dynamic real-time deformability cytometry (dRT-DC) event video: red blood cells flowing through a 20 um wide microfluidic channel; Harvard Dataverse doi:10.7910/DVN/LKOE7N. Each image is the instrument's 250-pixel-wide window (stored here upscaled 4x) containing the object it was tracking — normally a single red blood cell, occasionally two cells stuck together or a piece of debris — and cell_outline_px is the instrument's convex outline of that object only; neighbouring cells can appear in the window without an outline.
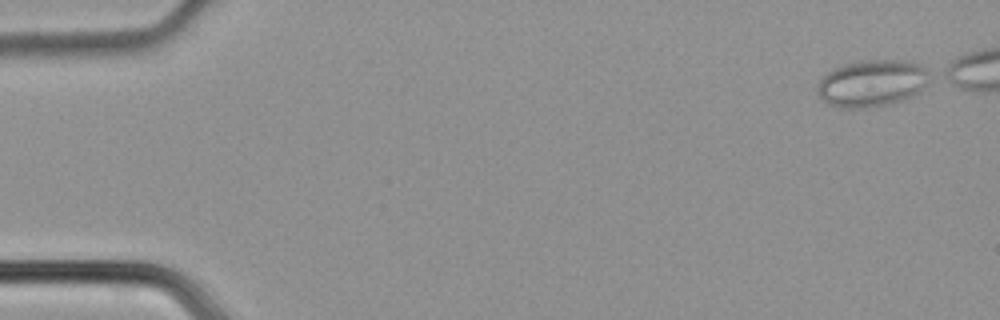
{"species": "common noctule bat (a hibernating species)", "species_latin": "Nyctalus noctula", "temperature_condition": "cold", "stored_images_in_passage": 40, "camera_frame_rate_fps": 3000, "um_per_image_px": 0.085, "animal": {"sex": "male", "body_mass_g": 21.5, "forearm_length_mm": 52.0}, "frame": {"image": 1, "passage_image": 1, "time_ms": 0.0, "image_size_px": [1000, 320], "cell_outline_px": [[932, 76], [912, 96], [904, 100], [888, 104], [864, 108], [840, 108], [828, 104], [816, 92], [816, 88], [820, 80], [832, 68], [840, 64], [860, 60], [912, 60], [920, 64], [932, 72]], "centroid_in_image_um": [74.11, 7.05], "position_along_channel_um": 10.9, "area_um2": 31.04}}
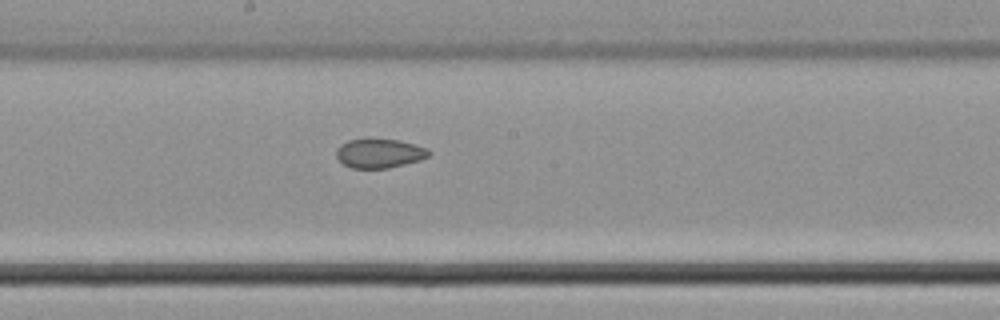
{"frame": {"image": 2, "passage_image": 24, "time_ms": 7.667, "image_size_px": [1000, 320], "cell_outline_px": [[432, 152], [428, 156], [420, 160], [388, 168], [352, 168], [344, 164], [336, 156], [336, 148], [340, 144], [348, 140], [400, 140], [428, 148]], "centroid_in_image_um": [32.26, 13.04], "position_along_channel_um": 215.9, "area_um2": 15.55}}
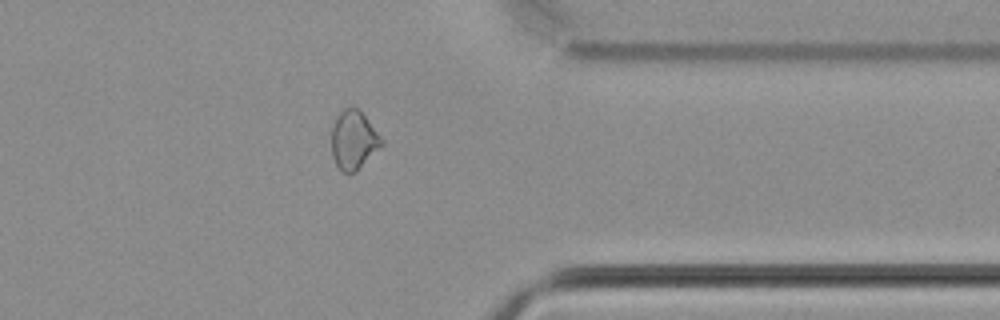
{"frame": {"image": 3, "passage_image": 36, "time_ms": 11.667, "image_size_px": [1000, 320], "cell_outline_px": [[384, 144], [356, 172], [344, 172], [336, 164], [332, 156], [332, 124], [336, 116], [348, 104], [352, 104], [364, 116], [384, 140]], "centroid_in_image_um": [30.05, 11.87], "position_along_channel_um": 381.3, "area_um2": 17.17}}